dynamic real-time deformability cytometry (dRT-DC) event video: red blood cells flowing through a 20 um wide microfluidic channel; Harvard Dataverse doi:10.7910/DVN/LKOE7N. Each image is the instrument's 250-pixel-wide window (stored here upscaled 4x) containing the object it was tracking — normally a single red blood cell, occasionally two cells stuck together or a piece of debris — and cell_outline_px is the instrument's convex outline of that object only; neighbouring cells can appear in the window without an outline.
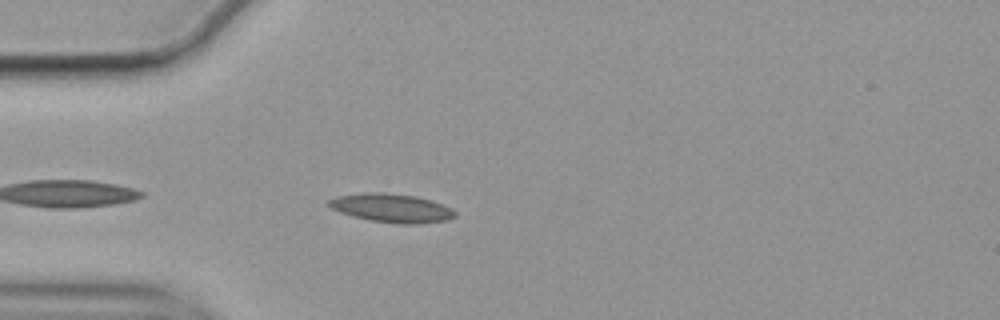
{"species": "common noctule bat (a hibernating species)", "species_latin": "Nyctalus noctula", "temperature_condition": "cold", "stored_images_in_passage": 38, "camera_frame_rate_fps": 3000, "um_per_image_px": 0.085, "animal": {"sex": "female", "body_mass_g": 19.9}, "frame": {"image": 1, "passage_image": 3, "time_ms": 0.667, "image_size_px": [1000, 320], "cell_outline_px": [[456, 216], [448, 220], [420, 224], [400, 224], [368, 220], [352, 216], [340, 212], [332, 208], [328, 204], [328, 200], [336, 196], [364, 192], [384, 192], [416, 196], [432, 200], [444, 204], [452, 208], [456, 212]], "centroid_in_image_um": [33.32, 17.68], "position_along_channel_um": 51.7, "area_um2": 21.39}}
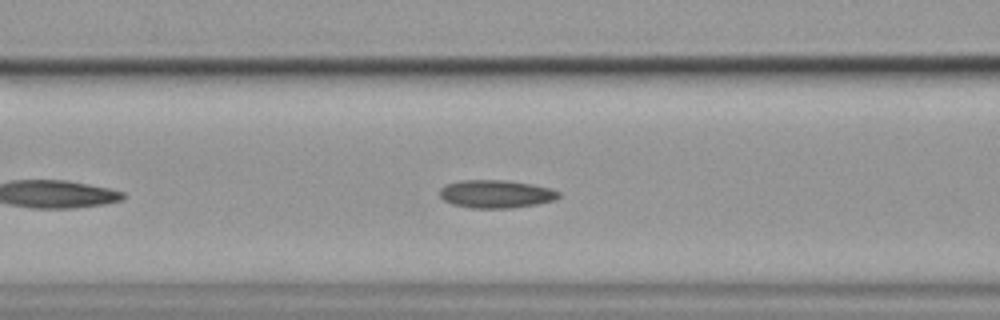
{"frame": {"image": 2, "passage_image": 10, "time_ms": 3.0, "image_size_px": [1000, 320], "cell_outline_px": [[560, 196], [556, 200], [536, 204], [512, 208], [472, 208], [452, 204], [444, 200], [440, 196], [440, 188], [448, 184], [460, 180], [504, 180], [532, 184], [548, 188], [560, 192]], "centroid_in_image_um": [42.16, 16.49], "position_along_channel_um": 124.4, "area_um2": 19.36}}
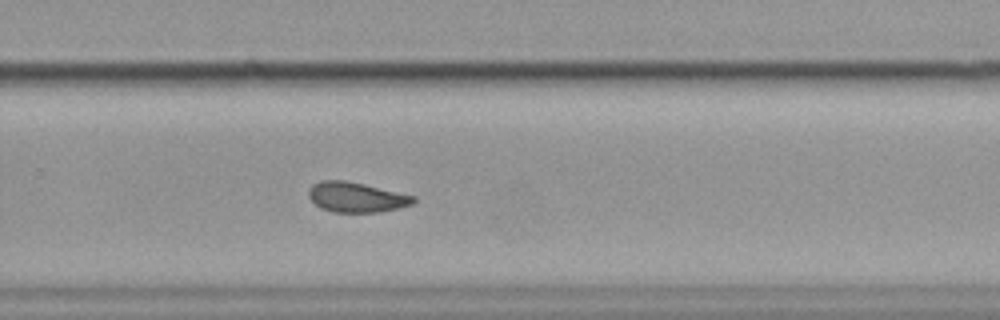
{"frame": {"image": 3, "passage_image": 25, "time_ms": 8.0, "image_size_px": [1000, 320], "cell_outline_px": [[416, 200], [412, 204], [400, 208], [380, 212], [332, 212], [320, 208], [308, 196], [308, 192], [312, 184], [320, 180], [344, 180], [364, 184], [416, 196]], "centroid_in_image_um": [30.29, 16.76], "position_along_channel_um": 299.5, "area_um2": 18.44}, "authors_computed_cell_mechanics": {"area_um2": 18.7561, "velocity_mm_per_s": 3.5206, "shape_relaxation_time_tau1_ms": null, "shape_relaxation_time_tau2_ms": 2.8915, "deformation_change_tau1": null, "deformation_change_tau2": 0.088}}